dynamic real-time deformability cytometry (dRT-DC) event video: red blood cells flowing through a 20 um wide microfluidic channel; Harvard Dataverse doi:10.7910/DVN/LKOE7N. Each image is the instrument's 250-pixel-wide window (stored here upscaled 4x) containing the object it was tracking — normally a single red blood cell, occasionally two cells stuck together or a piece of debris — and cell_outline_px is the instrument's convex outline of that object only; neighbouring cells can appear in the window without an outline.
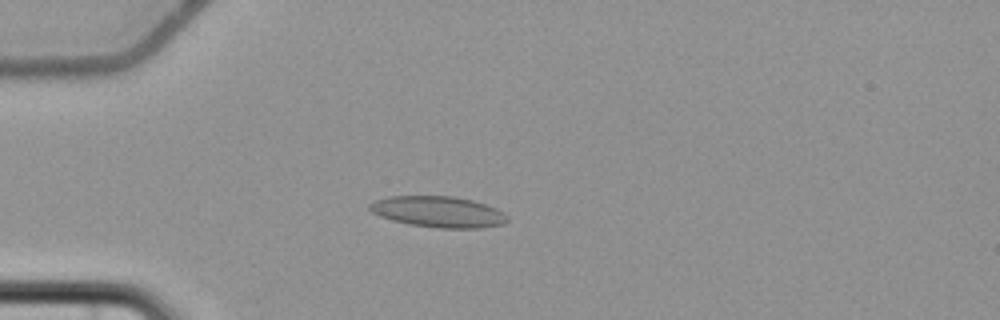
{"species": "common noctule bat (a hibernating species)", "species_latin": "Nyctalus noctula", "temperature_condition": "cold", "stored_images_in_passage": 5, "camera_frame_rate_fps": 3000, "um_per_image_px": 0.085, "animal": {"sex": "female", "body_mass_g": 22.7, "forearm_length_mm": 54.2}, "frame": {"image": 1, "passage_image": 4, "time_ms": 4.333, "image_size_px": [1000, 320], "cell_outline_px": [[508, 220], [504, 224], [480, 228], [436, 228], [408, 224], [392, 220], [380, 216], [372, 212], [368, 208], [368, 204], [376, 200], [388, 196], [452, 196], [472, 200], [496, 208], [504, 212], [508, 216]], "centroid_in_image_um": [37.26, 18.01], "position_along_channel_um": 47.7, "area_um2": 25.03}}